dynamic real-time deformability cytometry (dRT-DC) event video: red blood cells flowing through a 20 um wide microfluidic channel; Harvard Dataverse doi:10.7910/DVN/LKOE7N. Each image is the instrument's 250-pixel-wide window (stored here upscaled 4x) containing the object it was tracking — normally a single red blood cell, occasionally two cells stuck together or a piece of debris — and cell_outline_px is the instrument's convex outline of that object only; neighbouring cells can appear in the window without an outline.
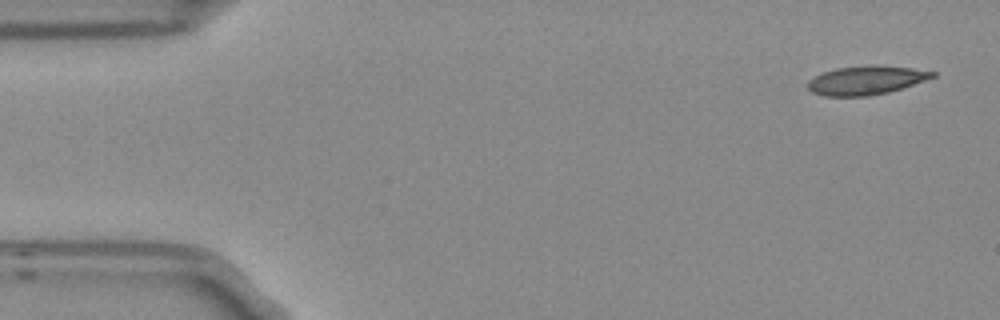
{"species": "Egyptian fruit bat (a non-hibernating species)", "species_latin": "Rousettus aegyptiacus", "temperature_condition": "room temperature", "stored_images_in_passage": 5, "camera_frame_rate_fps": 3000, "um_per_image_px": 0.085, "frame": {"image": 1, "passage_image": 1, "time_ms": 0.0, "image_size_px": [1000, 320], "cell_outline_px": [[936, 76], [888, 92], [868, 96], [824, 96], [812, 92], [808, 88], [808, 80], [824, 72], [836, 68], [876, 64], [880, 64], [912, 68], [936, 72]], "centroid_in_image_um": [73.61, 6.81], "position_along_channel_um": 11.4, "area_um2": 20.81}}
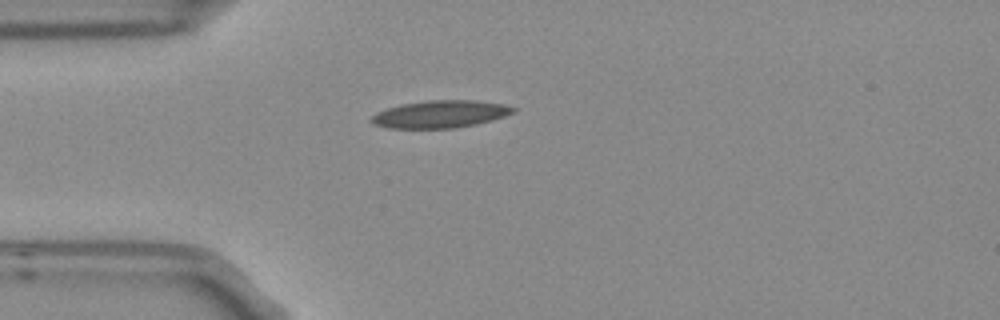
{"frame": {"image": 2, "passage_image": 4, "time_ms": 1.0, "image_size_px": [1000, 320], "cell_outline_px": [[516, 108], [512, 112], [504, 116], [492, 120], [476, 124], [452, 128], [388, 128], [372, 124], [368, 120], [376, 112], [400, 104], [428, 100], [476, 100], [504, 104]], "centroid_in_image_um": [37.37, 9.7], "position_along_channel_um": 47.6, "area_um2": 22.66}}